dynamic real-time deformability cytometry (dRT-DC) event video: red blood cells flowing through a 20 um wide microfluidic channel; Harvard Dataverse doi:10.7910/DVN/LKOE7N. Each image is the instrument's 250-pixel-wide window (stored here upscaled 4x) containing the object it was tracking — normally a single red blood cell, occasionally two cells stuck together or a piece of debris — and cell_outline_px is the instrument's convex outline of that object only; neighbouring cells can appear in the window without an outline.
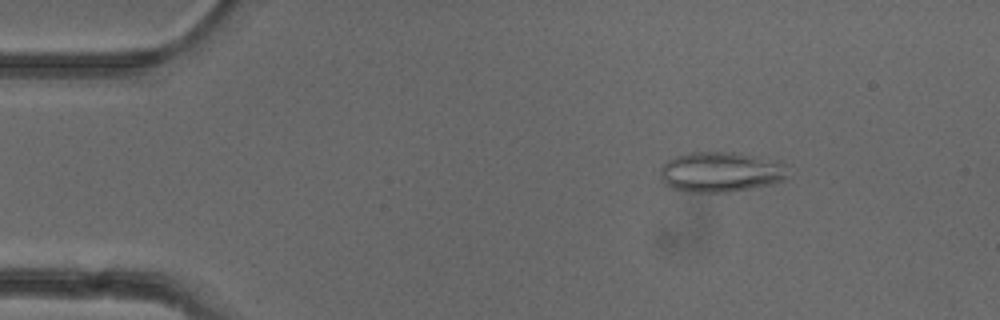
{"species": "common noctule bat (a hibernating species)", "species_latin": "Nyctalus noctula", "temperature_condition": "cold", "stored_images_in_passage": 5, "camera_frame_rate_fps": 3000, "um_per_image_px": 0.085, "animal": {"sex": "female"}, "frame": {"image": 1, "passage_image": 3, "time_ms": 0.667, "image_size_px": [1000, 320], "cell_outline_px": [[784, 180], [772, 184], [728, 192], [692, 192], [672, 188], [664, 184], [660, 180], [660, 168], [668, 160], [676, 156], [688, 152], [736, 152], [780, 160], [784, 164]], "centroid_in_image_um": [61.22, 14.6], "position_along_channel_um": 23.8, "area_um2": 30.0}}